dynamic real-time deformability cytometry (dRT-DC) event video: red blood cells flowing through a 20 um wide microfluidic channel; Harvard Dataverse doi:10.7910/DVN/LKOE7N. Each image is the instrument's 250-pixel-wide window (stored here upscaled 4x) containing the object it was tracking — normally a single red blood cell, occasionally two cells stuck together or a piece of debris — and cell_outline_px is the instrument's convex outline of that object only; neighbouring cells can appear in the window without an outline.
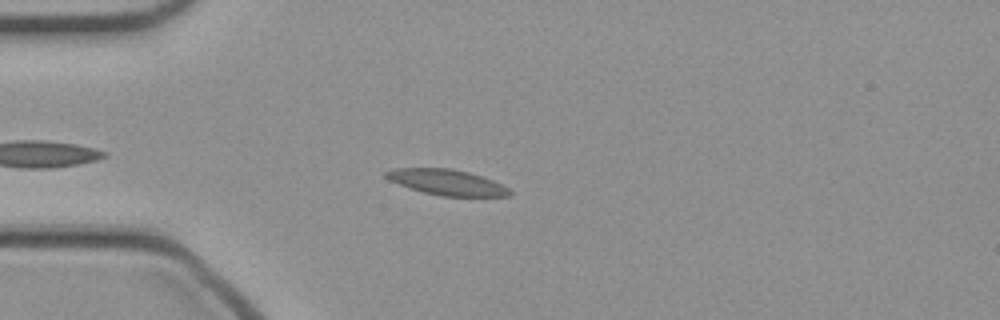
{"species": "common noctule bat (a hibernating species)", "species_latin": "Nyctalus noctula", "temperature_condition": "cold", "stored_images_in_passage": 35, "camera_frame_rate_fps": 3000, "um_per_image_px": 0.085, "animal": {"sex": "female", "body_mass_g": 21.9}, "frame": {"image": 1, "passage_image": 2, "time_ms": 0.333, "image_size_px": [1000, 320], "cell_outline_px": [[512, 196], [440, 196], [424, 192], [388, 180], [384, 176], [384, 172], [392, 168], [452, 168], [468, 172], [492, 180], [508, 188], [512, 192]], "centroid_in_image_um": [37.96, 15.48], "position_along_channel_um": 47.0, "area_um2": 18.32}}
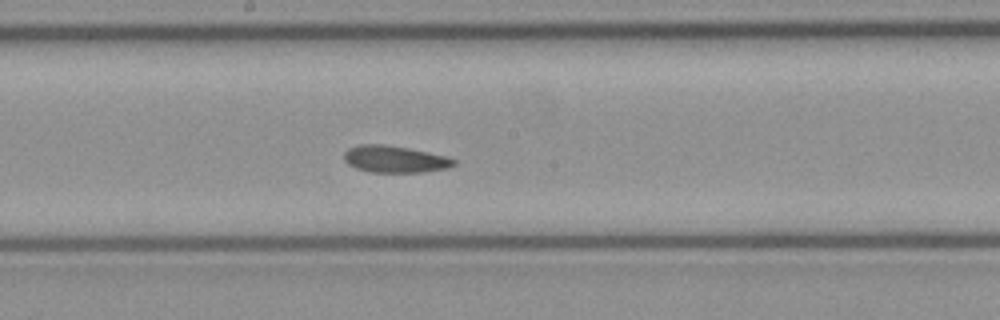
{"frame": {"image": 2, "passage_image": 15, "time_ms": 4.667, "image_size_px": [1000, 320], "cell_outline_px": [[456, 164], [448, 168], [420, 172], [368, 172], [356, 168], [348, 164], [344, 160], [344, 152], [348, 148], [360, 144], [384, 144], [408, 148], [448, 156], [456, 160]], "centroid_in_image_um": [33.55, 13.52], "position_along_channel_um": 214.6, "area_um2": 17.28}}
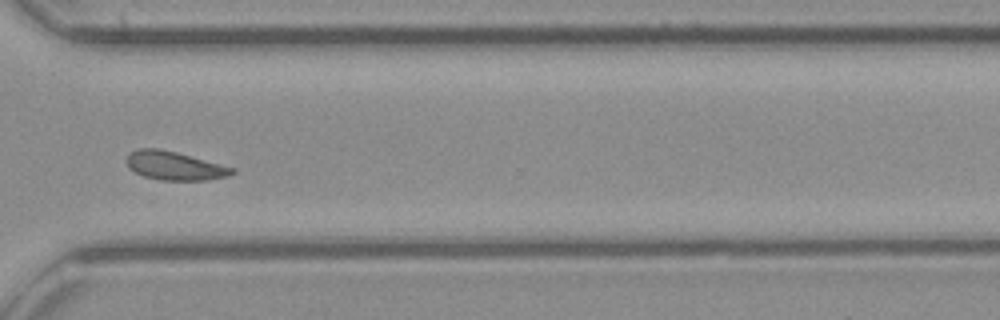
{"frame": {"image": 3, "passage_image": 25, "time_ms": 8.0, "image_size_px": [1000, 320], "cell_outline_px": [[236, 172], [228, 176], [208, 180], [160, 180], [144, 176], [128, 168], [124, 160], [128, 152], [136, 148], [160, 148], [176, 152], [236, 168]], "centroid_in_image_um": [14.8, 14.08], "position_along_channel_um": 355.8, "area_um2": 17.86}}